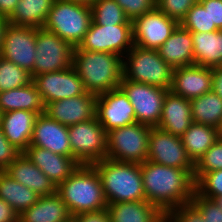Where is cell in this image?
I'll list each match as a JSON object with an SVG mask.
<instances>
[{"label":"cell","instance_id":"1","mask_svg":"<svg viewBox=\"0 0 222 222\" xmlns=\"http://www.w3.org/2000/svg\"><path fill=\"white\" fill-rule=\"evenodd\" d=\"M141 174L146 201L155 205L163 214L190 203L193 198L195 181L186 169L147 160L141 163Z\"/></svg>","mask_w":222,"mask_h":222},{"label":"cell","instance_id":"2","mask_svg":"<svg viewBox=\"0 0 222 222\" xmlns=\"http://www.w3.org/2000/svg\"><path fill=\"white\" fill-rule=\"evenodd\" d=\"M123 58L115 53L74 50L72 66L88 93L100 95L118 88L123 77Z\"/></svg>","mask_w":222,"mask_h":222},{"label":"cell","instance_id":"3","mask_svg":"<svg viewBox=\"0 0 222 222\" xmlns=\"http://www.w3.org/2000/svg\"><path fill=\"white\" fill-rule=\"evenodd\" d=\"M92 166L101 179L107 204L146 200L141 164L105 158Z\"/></svg>","mask_w":222,"mask_h":222},{"label":"cell","instance_id":"4","mask_svg":"<svg viewBox=\"0 0 222 222\" xmlns=\"http://www.w3.org/2000/svg\"><path fill=\"white\" fill-rule=\"evenodd\" d=\"M71 216L107 208L102 182L92 165H80L57 186Z\"/></svg>","mask_w":222,"mask_h":222},{"label":"cell","instance_id":"5","mask_svg":"<svg viewBox=\"0 0 222 222\" xmlns=\"http://www.w3.org/2000/svg\"><path fill=\"white\" fill-rule=\"evenodd\" d=\"M123 77L170 90L174 68L167 64L156 49L133 47L123 56Z\"/></svg>","mask_w":222,"mask_h":222},{"label":"cell","instance_id":"6","mask_svg":"<svg viewBox=\"0 0 222 222\" xmlns=\"http://www.w3.org/2000/svg\"><path fill=\"white\" fill-rule=\"evenodd\" d=\"M91 22V7L66 0H55L43 28L77 47Z\"/></svg>","mask_w":222,"mask_h":222},{"label":"cell","instance_id":"7","mask_svg":"<svg viewBox=\"0 0 222 222\" xmlns=\"http://www.w3.org/2000/svg\"><path fill=\"white\" fill-rule=\"evenodd\" d=\"M151 127L138 122L107 132L106 158L141 164L148 160Z\"/></svg>","mask_w":222,"mask_h":222},{"label":"cell","instance_id":"8","mask_svg":"<svg viewBox=\"0 0 222 222\" xmlns=\"http://www.w3.org/2000/svg\"><path fill=\"white\" fill-rule=\"evenodd\" d=\"M71 157L80 165H92L106 158L107 132L93 118L68 127Z\"/></svg>","mask_w":222,"mask_h":222},{"label":"cell","instance_id":"9","mask_svg":"<svg viewBox=\"0 0 222 222\" xmlns=\"http://www.w3.org/2000/svg\"><path fill=\"white\" fill-rule=\"evenodd\" d=\"M74 47L58 35L36 28V55L31 77L56 72L72 66Z\"/></svg>","mask_w":222,"mask_h":222},{"label":"cell","instance_id":"10","mask_svg":"<svg viewBox=\"0 0 222 222\" xmlns=\"http://www.w3.org/2000/svg\"><path fill=\"white\" fill-rule=\"evenodd\" d=\"M119 87L127 95L139 124L157 127L161 118L167 89L138 83L122 77Z\"/></svg>","mask_w":222,"mask_h":222},{"label":"cell","instance_id":"11","mask_svg":"<svg viewBox=\"0 0 222 222\" xmlns=\"http://www.w3.org/2000/svg\"><path fill=\"white\" fill-rule=\"evenodd\" d=\"M132 24L97 25L93 21L74 50L100 51L123 56L133 47Z\"/></svg>","mask_w":222,"mask_h":222},{"label":"cell","instance_id":"12","mask_svg":"<svg viewBox=\"0 0 222 222\" xmlns=\"http://www.w3.org/2000/svg\"><path fill=\"white\" fill-rule=\"evenodd\" d=\"M148 160L159 165L186 169L192 176L194 173V163L189 158L181 137L158 127H151Z\"/></svg>","mask_w":222,"mask_h":222},{"label":"cell","instance_id":"13","mask_svg":"<svg viewBox=\"0 0 222 222\" xmlns=\"http://www.w3.org/2000/svg\"><path fill=\"white\" fill-rule=\"evenodd\" d=\"M36 55V27L7 24L0 48V56L31 73Z\"/></svg>","mask_w":222,"mask_h":222},{"label":"cell","instance_id":"14","mask_svg":"<svg viewBox=\"0 0 222 222\" xmlns=\"http://www.w3.org/2000/svg\"><path fill=\"white\" fill-rule=\"evenodd\" d=\"M32 82L41 94L45 106L50 102L76 97L87 92L73 66L33 76Z\"/></svg>","mask_w":222,"mask_h":222},{"label":"cell","instance_id":"15","mask_svg":"<svg viewBox=\"0 0 222 222\" xmlns=\"http://www.w3.org/2000/svg\"><path fill=\"white\" fill-rule=\"evenodd\" d=\"M179 23L157 7L132 21L134 45L144 49H158L172 34Z\"/></svg>","mask_w":222,"mask_h":222},{"label":"cell","instance_id":"16","mask_svg":"<svg viewBox=\"0 0 222 222\" xmlns=\"http://www.w3.org/2000/svg\"><path fill=\"white\" fill-rule=\"evenodd\" d=\"M95 117L106 132L136 123L134 108L120 87L97 96Z\"/></svg>","mask_w":222,"mask_h":222},{"label":"cell","instance_id":"17","mask_svg":"<svg viewBox=\"0 0 222 222\" xmlns=\"http://www.w3.org/2000/svg\"><path fill=\"white\" fill-rule=\"evenodd\" d=\"M97 95L86 92L72 98L53 101L45 106V114L67 127L95 118Z\"/></svg>","mask_w":222,"mask_h":222},{"label":"cell","instance_id":"18","mask_svg":"<svg viewBox=\"0 0 222 222\" xmlns=\"http://www.w3.org/2000/svg\"><path fill=\"white\" fill-rule=\"evenodd\" d=\"M29 146H37L55 154L71 157L68 127L45 113L38 114L35 119Z\"/></svg>","mask_w":222,"mask_h":222},{"label":"cell","instance_id":"19","mask_svg":"<svg viewBox=\"0 0 222 222\" xmlns=\"http://www.w3.org/2000/svg\"><path fill=\"white\" fill-rule=\"evenodd\" d=\"M170 91L189 100L212 91V68L197 64L174 68Z\"/></svg>","mask_w":222,"mask_h":222},{"label":"cell","instance_id":"20","mask_svg":"<svg viewBox=\"0 0 222 222\" xmlns=\"http://www.w3.org/2000/svg\"><path fill=\"white\" fill-rule=\"evenodd\" d=\"M24 153L56 186L80 166L73 157L55 154L37 146H29Z\"/></svg>","mask_w":222,"mask_h":222},{"label":"cell","instance_id":"21","mask_svg":"<svg viewBox=\"0 0 222 222\" xmlns=\"http://www.w3.org/2000/svg\"><path fill=\"white\" fill-rule=\"evenodd\" d=\"M193 123L191 102L170 90L166 93L158 128L181 137Z\"/></svg>","mask_w":222,"mask_h":222},{"label":"cell","instance_id":"22","mask_svg":"<svg viewBox=\"0 0 222 222\" xmlns=\"http://www.w3.org/2000/svg\"><path fill=\"white\" fill-rule=\"evenodd\" d=\"M40 197L57 192V186L22 152L5 170Z\"/></svg>","mask_w":222,"mask_h":222},{"label":"cell","instance_id":"23","mask_svg":"<svg viewBox=\"0 0 222 222\" xmlns=\"http://www.w3.org/2000/svg\"><path fill=\"white\" fill-rule=\"evenodd\" d=\"M37 114L32 111L14 110L1 113L0 127L7 140L24 152L31 143Z\"/></svg>","mask_w":222,"mask_h":222},{"label":"cell","instance_id":"24","mask_svg":"<svg viewBox=\"0 0 222 222\" xmlns=\"http://www.w3.org/2000/svg\"><path fill=\"white\" fill-rule=\"evenodd\" d=\"M157 52L173 68L194 64L191 32L178 25Z\"/></svg>","mask_w":222,"mask_h":222},{"label":"cell","instance_id":"25","mask_svg":"<svg viewBox=\"0 0 222 222\" xmlns=\"http://www.w3.org/2000/svg\"><path fill=\"white\" fill-rule=\"evenodd\" d=\"M70 216L66 204L55 192L39 197L35 204L18 215V222H64Z\"/></svg>","mask_w":222,"mask_h":222},{"label":"cell","instance_id":"26","mask_svg":"<svg viewBox=\"0 0 222 222\" xmlns=\"http://www.w3.org/2000/svg\"><path fill=\"white\" fill-rule=\"evenodd\" d=\"M26 110L37 115L45 113V104L35 84L0 92V113Z\"/></svg>","mask_w":222,"mask_h":222},{"label":"cell","instance_id":"27","mask_svg":"<svg viewBox=\"0 0 222 222\" xmlns=\"http://www.w3.org/2000/svg\"><path fill=\"white\" fill-rule=\"evenodd\" d=\"M111 222H164V214L146 200L108 204Z\"/></svg>","mask_w":222,"mask_h":222},{"label":"cell","instance_id":"28","mask_svg":"<svg viewBox=\"0 0 222 222\" xmlns=\"http://www.w3.org/2000/svg\"><path fill=\"white\" fill-rule=\"evenodd\" d=\"M194 64L214 68L222 66V30L191 32Z\"/></svg>","mask_w":222,"mask_h":222},{"label":"cell","instance_id":"29","mask_svg":"<svg viewBox=\"0 0 222 222\" xmlns=\"http://www.w3.org/2000/svg\"><path fill=\"white\" fill-rule=\"evenodd\" d=\"M39 197L34 191L13 179L7 172L0 171V199L11 206L18 215L35 204Z\"/></svg>","mask_w":222,"mask_h":222},{"label":"cell","instance_id":"30","mask_svg":"<svg viewBox=\"0 0 222 222\" xmlns=\"http://www.w3.org/2000/svg\"><path fill=\"white\" fill-rule=\"evenodd\" d=\"M55 0H19L9 24L41 28Z\"/></svg>","mask_w":222,"mask_h":222},{"label":"cell","instance_id":"31","mask_svg":"<svg viewBox=\"0 0 222 222\" xmlns=\"http://www.w3.org/2000/svg\"><path fill=\"white\" fill-rule=\"evenodd\" d=\"M219 138L217 128L194 122L181 136L183 146L194 164Z\"/></svg>","mask_w":222,"mask_h":222},{"label":"cell","instance_id":"32","mask_svg":"<svg viewBox=\"0 0 222 222\" xmlns=\"http://www.w3.org/2000/svg\"><path fill=\"white\" fill-rule=\"evenodd\" d=\"M194 123L218 128L222 119V99L213 91L190 100Z\"/></svg>","mask_w":222,"mask_h":222},{"label":"cell","instance_id":"33","mask_svg":"<svg viewBox=\"0 0 222 222\" xmlns=\"http://www.w3.org/2000/svg\"><path fill=\"white\" fill-rule=\"evenodd\" d=\"M91 10L92 21L97 25L132 24L115 0H96Z\"/></svg>","mask_w":222,"mask_h":222},{"label":"cell","instance_id":"34","mask_svg":"<svg viewBox=\"0 0 222 222\" xmlns=\"http://www.w3.org/2000/svg\"><path fill=\"white\" fill-rule=\"evenodd\" d=\"M32 82L30 73L0 56V92L27 86Z\"/></svg>","mask_w":222,"mask_h":222},{"label":"cell","instance_id":"35","mask_svg":"<svg viewBox=\"0 0 222 222\" xmlns=\"http://www.w3.org/2000/svg\"><path fill=\"white\" fill-rule=\"evenodd\" d=\"M179 25L190 32H214L217 28H210V17L208 10L197 2L194 4Z\"/></svg>","mask_w":222,"mask_h":222},{"label":"cell","instance_id":"36","mask_svg":"<svg viewBox=\"0 0 222 222\" xmlns=\"http://www.w3.org/2000/svg\"><path fill=\"white\" fill-rule=\"evenodd\" d=\"M222 170V138L220 137L194 164L193 179L196 181L207 172Z\"/></svg>","mask_w":222,"mask_h":222},{"label":"cell","instance_id":"37","mask_svg":"<svg viewBox=\"0 0 222 222\" xmlns=\"http://www.w3.org/2000/svg\"><path fill=\"white\" fill-rule=\"evenodd\" d=\"M195 192L209 199L222 196V170L204 173L195 181Z\"/></svg>","mask_w":222,"mask_h":222},{"label":"cell","instance_id":"38","mask_svg":"<svg viewBox=\"0 0 222 222\" xmlns=\"http://www.w3.org/2000/svg\"><path fill=\"white\" fill-rule=\"evenodd\" d=\"M199 0H156V7L178 23Z\"/></svg>","mask_w":222,"mask_h":222},{"label":"cell","instance_id":"39","mask_svg":"<svg viewBox=\"0 0 222 222\" xmlns=\"http://www.w3.org/2000/svg\"><path fill=\"white\" fill-rule=\"evenodd\" d=\"M164 222H206L199 210L190 202L164 214Z\"/></svg>","mask_w":222,"mask_h":222},{"label":"cell","instance_id":"40","mask_svg":"<svg viewBox=\"0 0 222 222\" xmlns=\"http://www.w3.org/2000/svg\"><path fill=\"white\" fill-rule=\"evenodd\" d=\"M190 202L199 210L206 222H222V210L213 199L202 197L194 192Z\"/></svg>","mask_w":222,"mask_h":222},{"label":"cell","instance_id":"41","mask_svg":"<svg viewBox=\"0 0 222 222\" xmlns=\"http://www.w3.org/2000/svg\"><path fill=\"white\" fill-rule=\"evenodd\" d=\"M123 9L126 17L133 21L135 18L152 12L156 8V0H115Z\"/></svg>","mask_w":222,"mask_h":222},{"label":"cell","instance_id":"42","mask_svg":"<svg viewBox=\"0 0 222 222\" xmlns=\"http://www.w3.org/2000/svg\"><path fill=\"white\" fill-rule=\"evenodd\" d=\"M21 153L7 140L0 127V171H4Z\"/></svg>","mask_w":222,"mask_h":222},{"label":"cell","instance_id":"43","mask_svg":"<svg viewBox=\"0 0 222 222\" xmlns=\"http://www.w3.org/2000/svg\"><path fill=\"white\" fill-rule=\"evenodd\" d=\"M210 17V28L222 30V0H199Z\"/></svg>","mask_w":222,"mask_h":222},{"label":"cell","instance_id":"44","mask_svg":"<svg viewBox=\"0 0 222 222\" xmlns=\"http://www.w3.org/2000/svg\"><path fill=\"white\" fill-rule=\"evenodd\" d=\"M74 217L77 222H111L108 208L81 213Z\"/></svg>","mask_w":222,"mask_h":222},{"label":"cell","instance_id":"45","mask_svg":"<svg viewBox=\"0 0 222 222\" xmlns=\"http://www.w3.org/2000/svg\"><path fill=\"white\" fill-rule=\"evenodd\" d=\"M0 222H18V214L3 199H0Z\"/></svg>","mask_w":222,"mask_h":222},{"label":"cell","instance_id":"46","mask_svg":"<svg viewBox=\"0 0 222 222\" xmlns=\"http://www.w3.org/2000/svg\"><path fill=\"white\" fill-rule=\"evenodd\" d=\"M212 91L222 99V66L212 68Z\"/></svg>","mask_w":222,"mask_h":222},{"label":"cell","instance_id":"47","mask_svg":"<svg viewBox=\"0 0 222 222\" xmlns=\"http://www.w3.org/2000/svg\"><path fill=\"white\" fill-rule=\"evenodd\" d=\"M19 0H0V16L8 19L14 12Z\"/></svg>","mask_w":222,"mask_h":222},{"label":"cell","instance_id":"48","mask_svg":"<svg viewBox=\"0 0 222 222\" xmlns=\"http://www.w3.org/2000/svg\"><path fill=\"white\" fill-rule=\"evenodd\" d=\"M8 24V20L2 16H0V48H1V43L3 39V33Z\"/></svg>","mask_w":222,"mask_h":222},{"label":"cell","instance_id":"49","mask_svg":"<svg viewBox=\"0 0 222 222\" xmlns=\"http://www.w3.org/2000/svg\"><path fill=\"white\" fill-rule=\"evenodd\" d=\"M91 7L96 0H66Z\"/></svg>","mask_w":222,"mask_h":222},{"label":"cell","instance_id":"50","mask_svg":"<svg viewBox=\"0 0 222 222\" xmlns=\"http://www.w3.org/2000/svg\"><path fill=\"white\" fill-rule=\"evenodd\" d=\"M214 201H216V203L220 206L221 210H222V196H218L214 199Z\"/></svg>","mask_w":222,"mask_h":222},{"label":"cell","instance_id":"51","mask_svg":"<svg viewBox=\"0 0 222 222\" xmlns=\"http://www.w3.org/2000/svg\"><path fill=\"white\" fill-rule=\"evenodd\" d=\"M218 134H219V137H221L222 138V119H221V122H220V124H219V126H218Z\"/></svg>","mask_w":222,"mask_h":222},{"label":"cell","instance_id":"52","mask_svg":"<svg viewBox=\"0 0 222 222\" xmlns=\"http://www.w3.org/2000/svg\"><path fill=\"white\" fill-rule=\"evenodd\" d=\"M64 222H77V219L74 216H70L66 221Z\"/></svg>","mask_w":222,"mask_h":222}]
</instances>
